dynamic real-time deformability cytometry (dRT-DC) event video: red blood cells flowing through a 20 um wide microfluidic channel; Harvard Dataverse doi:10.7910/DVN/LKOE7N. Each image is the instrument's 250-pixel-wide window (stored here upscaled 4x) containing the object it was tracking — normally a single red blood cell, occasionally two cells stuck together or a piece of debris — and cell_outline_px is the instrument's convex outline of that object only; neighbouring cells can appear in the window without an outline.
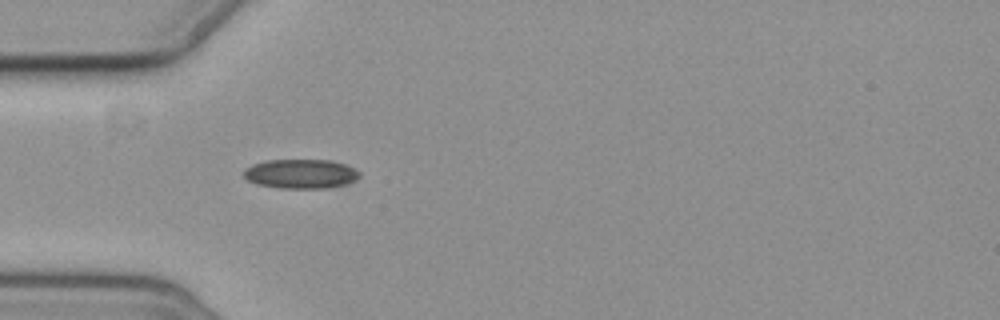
{"species": "common noctule bat (a hibernating species)", "species_latin": "Nyctalus noctula", "temperature_condition": "cold", "stored_images_in_passage": 5, "camera_frame_rate_fps": 3000, "um_per_image_px": 0.085, "animal": {"sex": "female", "body_mass_g": 19.3, "forearm_length_mm": 54.1}, "frame": {"image": 1, "passage_image": 4, "time_ms": 3.667, "image_size_px": [1000, 320], "cell_outline_px": [[360, 176], [356, 180], [348, 184], [332, 188], [280, 188], [256, 184], [248, 180], [244, 176], [244, 168], [252, 164], [268, 160], [332, 160], [344, 164], [360, 172]], "centroid_in_image_um": [25.58, 14.78], "position_along_channel_um": 59.4, "area_um2": 19.94}}